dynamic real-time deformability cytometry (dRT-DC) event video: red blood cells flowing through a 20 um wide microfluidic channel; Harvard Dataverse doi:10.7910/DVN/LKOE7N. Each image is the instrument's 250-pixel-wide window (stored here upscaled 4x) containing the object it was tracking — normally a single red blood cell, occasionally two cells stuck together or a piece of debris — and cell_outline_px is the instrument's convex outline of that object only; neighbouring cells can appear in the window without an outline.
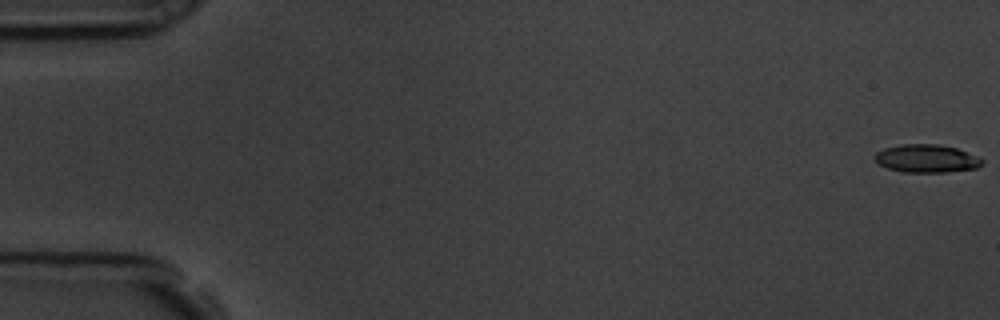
{"species": "common noctule bat (a hibernating species)", "species_latin": "Nyctalus noctula", "temperature_condition": "room temperature", "stored_images_in_passage": 58, "camera_frame_rate_fps": 3000, "um_per_image_px": 0.085, "animal": {"sex": "male", "body_mass_g": 19.5, "forearm_length_mm": 54.6}, "frame": {"image": 1, "passage_image": 1, "time_ms": 0.0, "image_size_px": [1000, 320], "cell_outline_px": [[984, 164], [976, 168], [948, 172], [904, 172], [888, 168], [880, 164], [872, 156], [876, 152], [884, 148], [900, 144], [940, 144], [956, 148], [976, 156], [984, 160]], "centroid_in_image_um": [78.75, 13.47], "position_along_channel_um": 6.2, "area_um2": 17.57}}
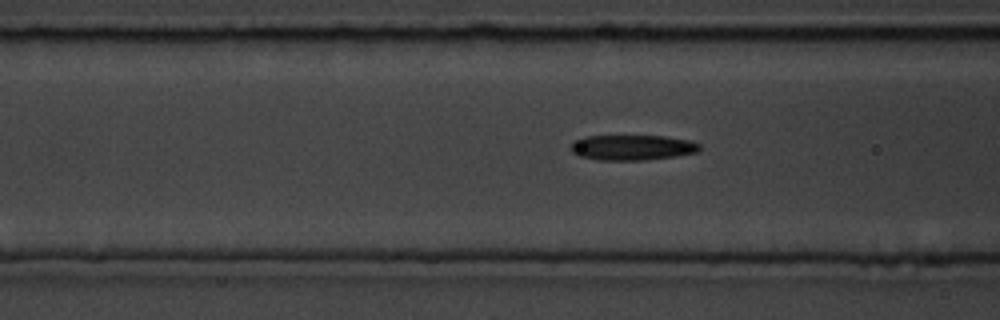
{"frame": {"image": 2, "passage_image": 23, "time_ms": 7.333, "image_size_px": [1000, 320], "cell_outline_px": [[700, 148], [696, 152], [676, 156], [644, 160], [596, 160], [580, 156], [572, 152], [568, 148], [572, 140], [584, 136], [664, 136], [692, 140], [700, 144]], "centroid_in_image_um": [53.69, 12.53], "position_along_channel_um": 112.9, "area_um2": 19.25}}
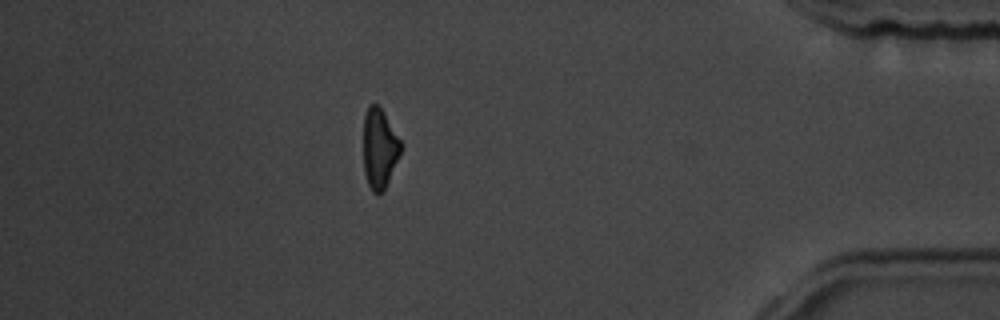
{"frame": {"image": 3, "passage_image": 51, "time_ms": 16.667, "image_size_px": [1000, 320], "cell_outline_px": [[404, 144], [384, 192], [372, 192], [368, 184], [364, 172], [364, 116], [368, 104], [376, 104], [384, 112]], "centroid_in_image_um": [32.27, 12.6], "position_along_channel_um": 402.9, "area_um2": 17.57}, "authors_computed_cell_mechanics": {"area_um2": 18.6116, "velocity_mm_per_s": 3.5776, "shape_relaxation_time_tau1_ms": 5.3242, "shape_relaxation_time_tau2_ms": 4.1164, "deformation_change_tau1": 0.1407, "deformation_change_tau2": 0.1261}}